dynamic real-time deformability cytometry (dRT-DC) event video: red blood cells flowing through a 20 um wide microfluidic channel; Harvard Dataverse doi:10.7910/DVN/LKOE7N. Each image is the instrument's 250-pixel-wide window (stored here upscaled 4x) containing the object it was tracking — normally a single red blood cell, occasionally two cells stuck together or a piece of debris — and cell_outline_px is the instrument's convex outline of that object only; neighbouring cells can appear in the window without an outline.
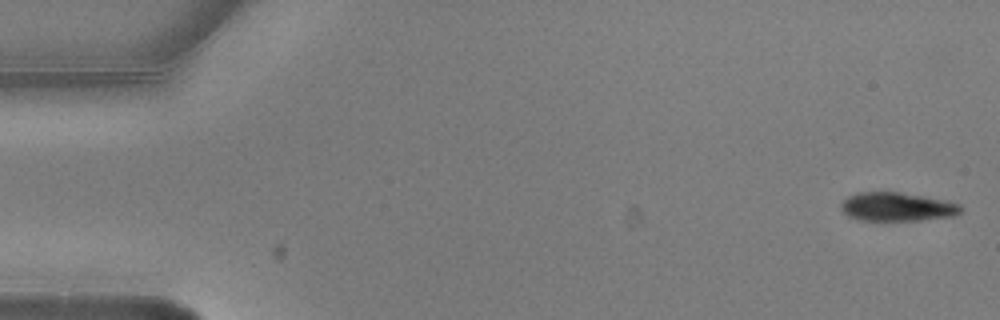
{"species": "common noctule bat (a hibernating species)", "species_latin": "Nyctalus noctula", "temperature_condition": "warm", "stored_images_in_passage": 5, "camera_frame_rate_fps": 3000, "um_per_image_px": 0.085, "animal": {"sex": "male", "body_mass_g": 20.5, "forearm_length_mm": 52.5}, "frame": {"image": 1, "passage_image": 1, "time_ms": 0.0, "image_size_px": [1000, 320], "cell_outline_px": [[964, 212], [956, 216], [920, 220], [860, 220], [848, 216], [840, 208], [840, 204], [848, 196], [856, 192], [900, 192], [948, 200], [960, 204], [964, 208]], "centroid_in_image_um": [76.32, 17.57], "position_along_channel_um": 8.7, "area_um2": 20.35}}
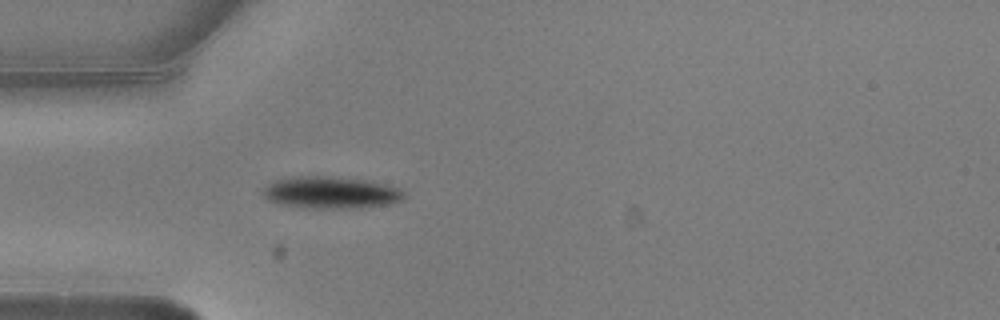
{"frame": {"image": 2, "passage_image": 5, "time_ms": 1.333, "image_size_px": [1000, 320], "cell_outline_px": [[408, 196], [404, 200], [388, 204], [360, 208], [316, 208], [284, 204], [268, 200], [260, 192], [268, 184], [276, 180], [288, 176], [332, 176], [372, 180], [400, 188]], "centroid_in_image_um": [28.19, 16.35], "position_along_channel_um": 56.8, "area_um2": 26.65}}